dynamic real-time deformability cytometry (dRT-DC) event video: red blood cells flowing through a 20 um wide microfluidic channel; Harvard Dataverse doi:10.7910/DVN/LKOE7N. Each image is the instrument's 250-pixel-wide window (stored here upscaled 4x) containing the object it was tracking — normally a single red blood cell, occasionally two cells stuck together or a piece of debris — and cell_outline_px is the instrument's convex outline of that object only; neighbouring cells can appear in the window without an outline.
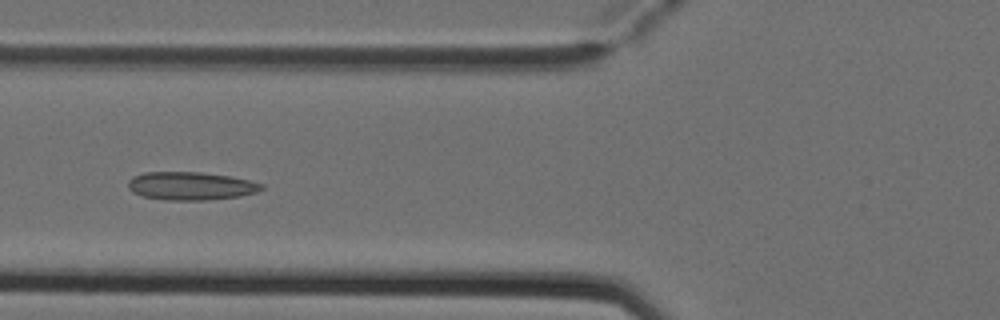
{"species": "Egyptian fruit bat (a non-hibernating species)", "species_latin": "Rousettus aegyptiacus", "temperature_condition": "cold", "stored_images_in_passage": 8, "camera_frame_rate_fps": 3000, "um_per_image_px": 0.085, "animal": {"sex": "female"}, "frame": {"image": 1, "passage_image": 5, "time_ms": 1.333, "image_size_px": [1000, 320], "cell_outline_px": [[264, 188], [256, 192], [240, 196], [208, 200], [164, 200], [144, 196], [132, 192], [128, 188], [128, 180], [132, 176], [144, 172], [200, 172], [228, 176], [248, 180], [264, 184]], "centroid_in_image_um": [16.19, 15.8], "position_along_channel_um": 109.6, "area_um2": 21.91}}
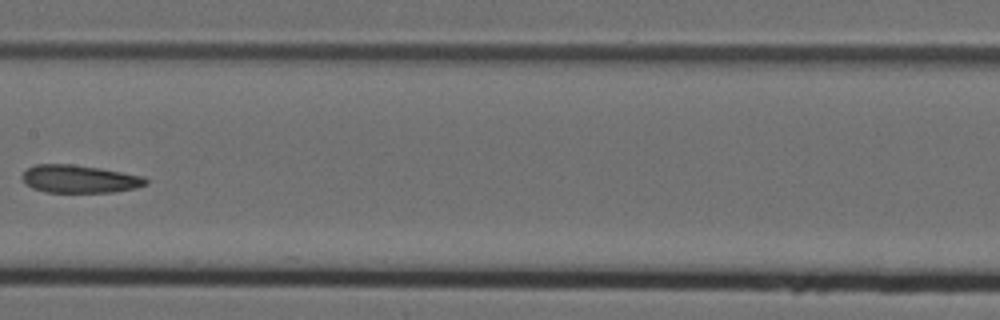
{"frame": {"image": 2, "passage_image": 7, "time_ms": 2.0, "image_size_px": [1000, 320], "cell_outline_px": [[148, 184], [136, 188], [112, 192], [44, 192], [32, 188], [20, 176], [28, 168], [36, 164], [72, 164], [100, 168], [144, 176], [148, 180]], "centroid_in_image_um": [6.78, 15.21], "position_along_channel_um": 200.6, "area_um2": 20.06}}
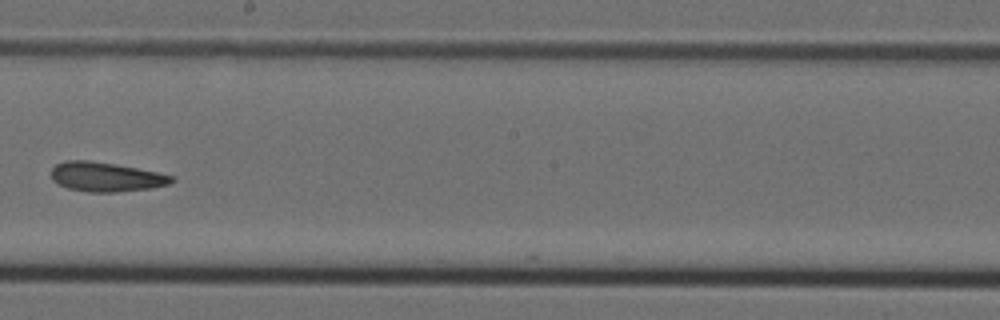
{"frame": {"image": 3, "passage_image": 8, "time_ms": 2.333, "image_size_px": [1000, 320], "cell_outline_px": [[176, 180], [168, 184], [152, 188], [116, 192], [88, 192], [68, 188], [52, 180], [52, 168], [56, 164], [64, 160], [88, 160], [116, 164], [176, 176]], "centroid_in_image_um": [9.02, 15.03], "position_along_channel_um": 239.2, "area_um2": 20.63}}